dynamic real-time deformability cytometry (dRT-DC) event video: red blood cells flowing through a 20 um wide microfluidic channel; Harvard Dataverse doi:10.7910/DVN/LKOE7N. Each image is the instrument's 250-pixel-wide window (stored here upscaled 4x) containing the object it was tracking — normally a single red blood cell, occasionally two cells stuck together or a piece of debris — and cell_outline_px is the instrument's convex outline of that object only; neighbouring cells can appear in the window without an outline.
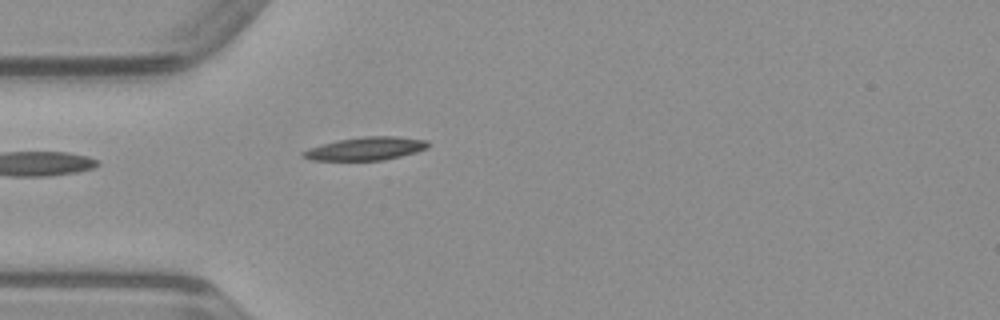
{"species": "common noctule bat (a hibernating species)", "species_latin": "Nyctalus noctula", "temperature_condition": "warm", "stored_images_in_passage": 36, "camera_frame_rate_fps": 3000, "um_per_image_px": 0.085, "animal": {"sex": "male", "body_mass_g": 23.1, "forearm_length_mm": 52.7}, "frame": {"image": 1, "passage_image": 1, "time_ms": 0.0, "image_size_px": [1000, 320], "cell_outline_px": [[428, 148], [416, 152], [384, 160], [312, 160], [300, 156], [300, 152], [308, 148], [340, 140], [364, 136], [396, 136], [428, 140]], "centroid_in_image_um": [31.09, 12.63], "position_along_channel_um": 53.9, "area_um2": 16.76}}
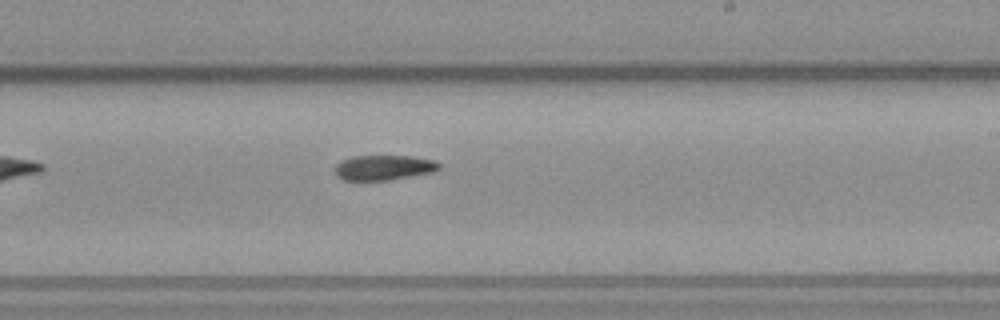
{"frame": {"image": 2, "passage_image": 16, "time_ms": 5.0, "image_size_px": [1000, 320], "cell_outline_px": [[440, 168], [436, 172], [388, 180], [344, 180], [336, 176], [336, 164], [340, 160], [352, 156], [412, 156], [436, 160], [440, 164]], "centroid_in_image_um": [32.65, 14.24], "position_along_channel_um": 256.3, "area_um2": 15.37}}
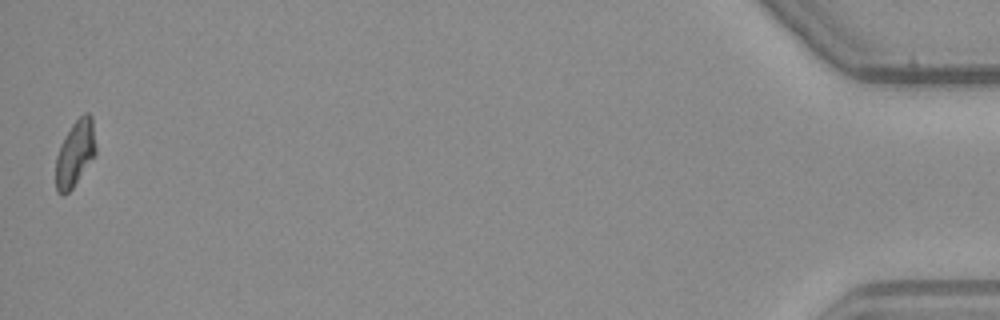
{"frame": {"image": 3, "passage_image": 36, "time_ms": 11.667, "image_size_px": [1000, 320], "cell_outline_px": [[96, 152], [72, 188], [64, 196], [60, 196], [56, 192], [56, 156], [60, 144], [72, 124], [84, 112], [88, 112], [92, 116], [96, 148]], "centroid_in_image_um": [6.37, 13.03], "position_along_channel_um": 428.8, "area_um2": 15.32}}